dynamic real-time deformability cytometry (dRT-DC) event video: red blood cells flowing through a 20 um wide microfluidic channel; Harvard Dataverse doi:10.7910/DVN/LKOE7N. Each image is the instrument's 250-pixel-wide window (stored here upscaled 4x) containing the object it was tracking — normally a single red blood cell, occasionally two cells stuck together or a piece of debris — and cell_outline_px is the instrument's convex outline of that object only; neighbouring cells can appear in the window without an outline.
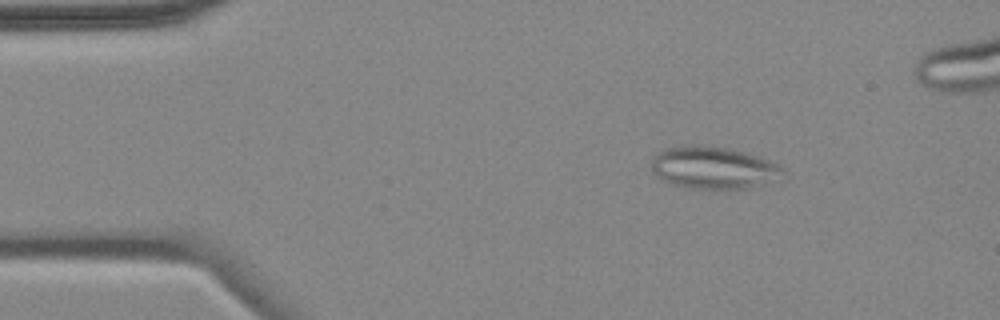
{"species": "common noctule bat (a hibernating species)", "species_latin": "Nyctalus noctula", "temperature_condition": "cold", "stored_images_in_passage": 6, "camera_frame_rate_fps": 3000, "um_per_image_px": 0.085, "animal": {"sex": "female", "body_mass_g": 18.4}, "frame": {"image": 1, "passage_image": 3, "time_ms": 2.333, "image_size_px": [1000, 320], "cell_outline_px": [[784, 172], [740, 188], [692, 188], [676, 184], [664, 180], [656, 176], [652, 168], [652, 160], [656, 152], [668, 148], [692, 144], [696, 144], [728, 148], [744, 152], [780, 164], [784, 168]], "centroid_in_image_um": [60.51, 14.2], "position_along_channel_um": 24.5, "area_um2": 30.98}}